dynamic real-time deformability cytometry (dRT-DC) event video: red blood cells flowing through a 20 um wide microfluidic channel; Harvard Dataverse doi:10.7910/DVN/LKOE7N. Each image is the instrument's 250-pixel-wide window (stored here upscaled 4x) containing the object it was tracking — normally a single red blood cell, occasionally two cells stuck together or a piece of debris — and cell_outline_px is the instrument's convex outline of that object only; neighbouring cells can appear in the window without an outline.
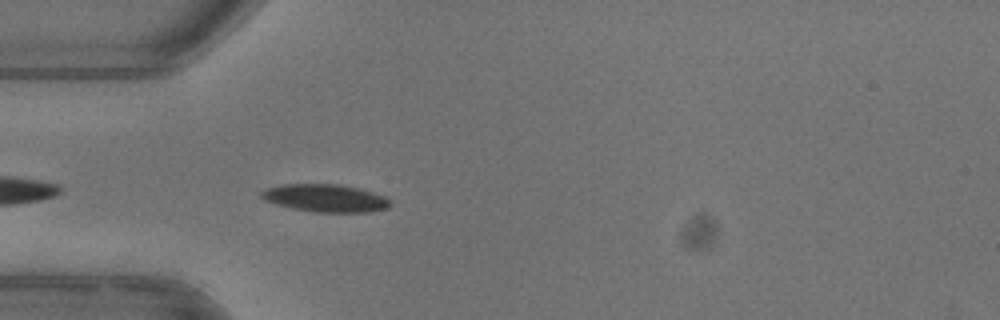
{"species": "common noctule bat (a hibernating species)", "species_latin": "Nyctalus noctula", "temperature_condition": "warm", "stored_images_in_passage": 19, "camera_frame_rate_fps": 3000, "um_per_image_px": 0.085, "animal": {"sex": "female"}, "frame": {"image": 1, "passage_image": 3, "time_ms": 0.667, "image_size_px": [1000, 320], "cell_outline_px": [[392, 204], [388, 208], [368, 212], [316, 212], [292, 208], [276, 204], [264, 200], [260, 196], [260, 192], [264, 188], [280, 184], [340, 184], [360, 188], [384, 196], [392, 200]], "centroid_in_image_um": [27.65, 16.83], "position_along_channel_um": 57.3, "area_um2": 21.04}}